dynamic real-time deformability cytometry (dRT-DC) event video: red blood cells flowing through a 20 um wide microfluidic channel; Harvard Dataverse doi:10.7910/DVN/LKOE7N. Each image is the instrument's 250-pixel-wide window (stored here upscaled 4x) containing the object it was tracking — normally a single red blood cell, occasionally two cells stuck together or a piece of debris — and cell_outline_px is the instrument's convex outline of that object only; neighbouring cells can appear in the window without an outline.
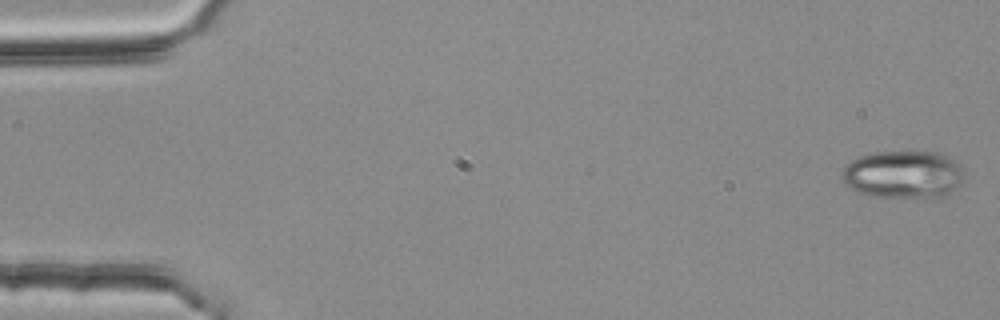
{"species": "common noctule bat (a hibernating species)", "species_latin": "Nyctalus noctula", "temperature_condition": "room temperature", "stored_images_in_passage": 4, "camera_frame_rate_fps": 3000, "um_per_image_px": 0.085, "animal": {"sex": "female", "body_mass_g": 25.1}, "frame": {"image": 1, "passage_image": 1, "time_ms": 0.0, "image_size_px": [1000, 320], "cell_outline_px": [[964, 176], [960, 184], [944, 196], [876, 196], [856, 192], [844, 184], [840, 176], [844, 164], [860, 156], [876, 152], [936, 152], [948, 156], [960, 164], [964, 172]], "centroid_in_image_um": [76.74, 14.81], "position_along_channel_um": 8.3, "area_um2": 33.81}}